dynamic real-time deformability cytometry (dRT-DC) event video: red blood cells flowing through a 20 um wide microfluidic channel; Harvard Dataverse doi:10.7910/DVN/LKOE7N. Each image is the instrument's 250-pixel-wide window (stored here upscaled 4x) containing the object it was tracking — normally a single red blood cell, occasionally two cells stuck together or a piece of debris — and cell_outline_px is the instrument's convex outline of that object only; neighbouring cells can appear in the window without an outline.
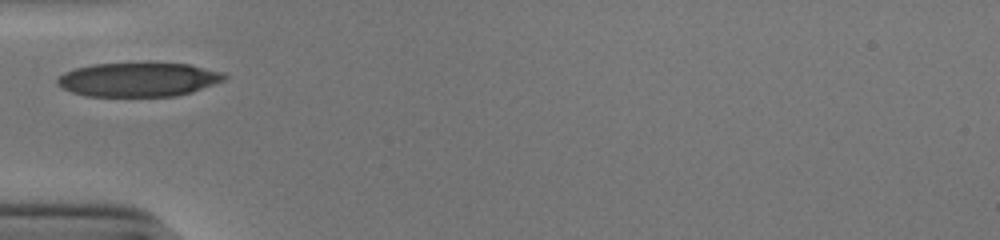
{"species": "human", "species_latin": "Homo sapiens", "temperature_condition": "cold", "stored_images_in_passage": 25, "camera_frame_rate_fps": 3000, "um_per_image_px": 0.085, "donor": {"sex": "male"}, "frame": {"image": 1, "passage_image": 1, "time_ms": 0.0, "image_size_px": [1000, 240], "cell_outline_px": [[228, 76], [224, 80], [192, 92], [176, 96], [84, 96], [60, 88], [56, 84], [56, 80], [64, 72], [76, 68], [92, 64], [144, 60], [152, 60], [188, 64], [224, 72]], "centroid_in_image_um": [11.76, 6.71], "position_along_channel_um": 73.2, "area_um2": 34.45}}
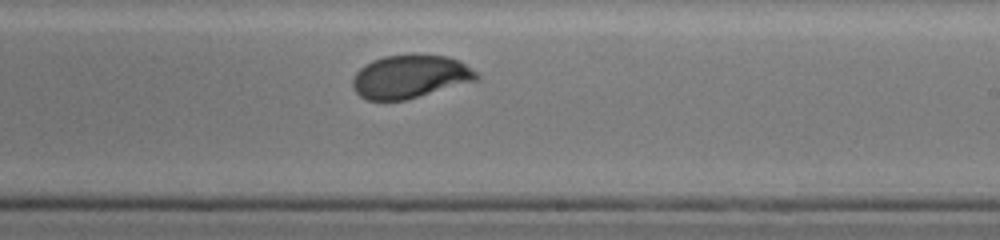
{"frame": {"image": 2, "passage_image": 15, "time_ms": 4.667, "image_size_px": [1000, 240], "cell_outline_px": [[480, 80], [404, 100], [364, 100], [352, 88], [352, 80], [356, 72], [364, 64], [372, 60], [384, 56], [448, 56], [460, 60], [476, 72], [480, 76]], "centroid_in_image_um": [34.86, 6.53], "position_along_channel_um": 254.1, "area_um2": 31.04}}
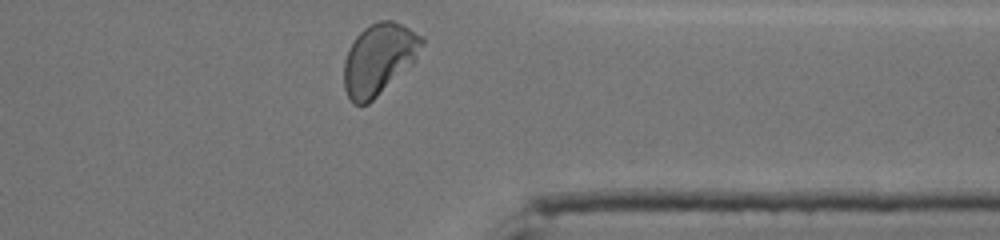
{"frame": {"image": 3, "passage_image": 25, "time_ms": 8.0, "image_size_px": [1000, 240], "cell_outline_px": [[424, 44], [416, 60], [412, 64], [368, 104], [352, 104], [344, 88], [344, 60], [348, 48], [356, 36], [364, 28], [380, 20], [392, 20], [424, 36]], "centroid_in_image_um": [32.21, 5.01], "position_along_channel_um": 379.2, "area_um2": 32.25}, "authors_computed_cell_mechanics": {"area_um2": 32.079, "velocity_mm_per_s": 3.8844, "shape_relaxation_time_tau1_ms": 3.1294, "shape_relaxation_time_tau2_ms": null, "deformation_change_tau1": 0.1512, "deformation_change_tau2": null}}